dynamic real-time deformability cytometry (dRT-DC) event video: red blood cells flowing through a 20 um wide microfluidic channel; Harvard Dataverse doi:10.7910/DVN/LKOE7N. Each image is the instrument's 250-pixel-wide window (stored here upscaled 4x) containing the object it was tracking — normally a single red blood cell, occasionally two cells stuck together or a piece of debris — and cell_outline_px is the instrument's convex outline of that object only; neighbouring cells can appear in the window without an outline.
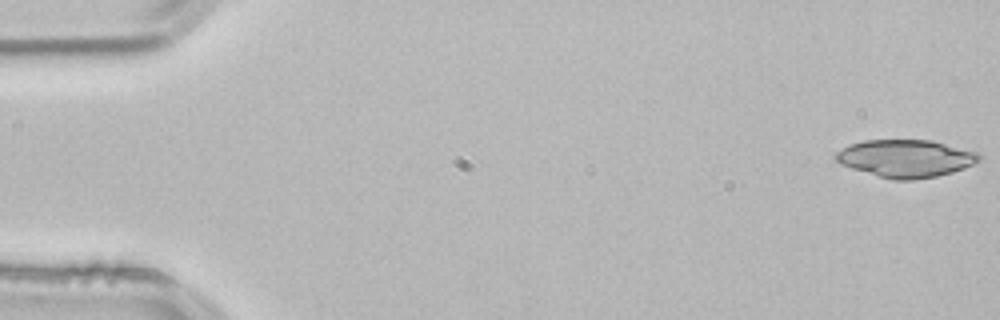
{"species": "common noctule bat (a hibernating species)", "species_latin": "Nyctalus noctula", "temperature_condition": "room temperature", "stored_images_in_passage": 52, "camera_frame_rate_fps": 3000, "um_per_image_px": 0.085, "animal": {"sex": "male", "body_mass_g": 21.5, "forearm_length_mm": 52.0}, "frame": {"image": 1, "passage_image": 1, "time_ms": 0.0, "image_size_px": [1000, 320], "cell_outline_px": [[980, 160], [964, 168], [952, 172], [936, 176], [916, 180], [892, 180], [876, 176], [840, 164], [832, 156], [836, 152], [848, 144], [864, 140], [932, 140], [976, 152], [980, 156]], "centroid_in_image_um": [76.93, 13.47], "position_along_channel_um": 8.1, "area_um2": 31.44}}